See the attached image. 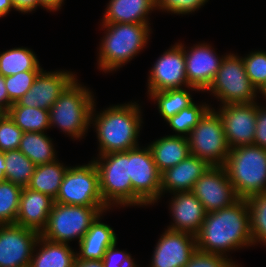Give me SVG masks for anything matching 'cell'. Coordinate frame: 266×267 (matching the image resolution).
<instances>
[{"label":"cell","instance_id":"ee69618b","mask_svg":"<svg viewBox=\"0 0 266 267\" xmlns=\"http://www.w3.org/2000/svg\"><path fill=\"white\" fill-rule=\"evenodd\" d=\"M42 8L52 12L61 9L64 0H38Z\"/></svg>","mask_w":266,"mask_h":267},{"label":"cell","instance_id":"44dd1931","mask_svg":"<svg viewBox=\"0 0 266 267\" xmlns=\"http://www.w3.org/2000/svg\"><path fill=\"white\" fill-rule=\"evenodd\" d=\"M209 168L197 156L190 155L176 166L161 173V197L163 193L191 191L196 181Z\"/></svg>","mask_w":266,"mask_h":267},{"label":"cell","instance_id":"9c48e42d","mask_svg":"<svg viewBox=\"0 0 266 267\" xmlns=\"http://www.w3.org/2000/svg\"><path fill=\"white\" fill-rule=\"evenodd\" d=\"M190 154L209 166H223L230 152L222 119L212 107L200 119L188 136Z\"/></svg>","mask_w":266,"mask_h":267},{"label":"cell","instance_id":"2e32d148","mask_svg":"<svg viewBox=\"0 0 266 267\" xmlns=\"http://www.w3.org/2000/svg\"><path fill=\"white\" fill-rule=\"evenodd\" d=\"M76 78L70 71H44L38 74L31 88L11 106L49 110L65 88Z\"/></svg>","mask_w":266,"mask_h":267},{"label":"cell","instance_id":"ba28073f","mask_svg":"<svg viewBox=\"0 0 266 267\" xmlns=\"http://www.w3.org/2000/svg\"><path fill=\"white\" fill-rule=\"evenodd\" d=\"M207 91L216 96L221 105L257 102L259 93L247 76L243 58L233 53L224 55Z\"/></svg>","mask_w":266,"mask_h":267},{"label":"cell","instance_id":"6da1fadb","mask_svg":"<svg viewBox=\"0 0 266 267\" xmlns=\"http://www.w3.org/2000/svg\"><path fill=\"white\" fill-rule=\"evenodd\" d=\"M195 238L197 250L226 259L227 252L252 246L247 199L240 198L229 207L207 213Z\"/></svg>","mask_w":266,"mask_h":267},{"label":"cell","instance_id":"74e56055","mask_svg":"<svg viewBox=\"0 0 266 267\" xmlns=\"http://www.w3.org/2000/svg\"><path fill=\"white\" fill-rule=\"evenodd\" d=\"M206 2L208 0H155V7L156 10L185 15L199 10Z\"/></svg>","mask_w":266,"mask_h":267},{"label":"cell","instance_id":"4dcf8cb0","mask_svg":"<svg viewBox=\"0 0 266 267\" xmlns=\"http://www.w3.org/2000/svg\"><path fill=\"white\" fill-rule=\"evenodd\" d=\"M6 181L25 188L34 174L36 165L19 149L4 152Z\"/></svg>","mask_w":266,"mask_h":267},{"label":"cell","instance_id":"681fc988","mask_svg":"<svg viewBox=\"0 0 266 267\" xmlns=\"http://www.w3.org/2000/svg\"><path fill=\"white\" fill-rule=\"evenodd\" d=\"M7 114V111L0 106V120Z\"/></svg>","mask_w":266,"mask_h":267},{"label":"cell","instance_id":"8992f818","mask_svg":"<svg viewBox=\"0 0 266 267\" xmlns=\"http://www.w3.org/2000/svg\"><path fill=\"white\" fill-rule=\"evenodd\" d=\"M108 210L107 206H79L54 202L47 226L40 235L53 242L69 244L72 239H77L79 243L96 218Z\"/></svg>","mask_w":266,"mask_h":267},{"label":"cell","instance_id":"8fae6325","mask_svg":"<svg viewBox=\"0 0 266 267\" xmlns=\"http://www.w3.org/2000/svg\"><path fill=\"white\" fill-rule=\"evenodd\" d=\"M129 176L132 184V206L154 205L161 198V173L149 147L129 150Z\"/></svg>","mask_w":266,"mask_h":267},{"label":"cell","instance_id":"7c38bea8","mask_svg":"<svg viewBox=\"0 0 266 267\" xmlns=\"http://www.w3.org/2000/svg\"><path fill=\"white\" fill-rule=\"evenodd\" d=\"M191 192L207 213L229 207L240 199L223 166H209Z\"/></svg>","mask_w":266,"mask_h":267},{"label":"cell","instance_id":"cb8c5ba5","mask_svg":"<svg viewBox=\"0 0 266 267\" xmlns=\"http://www.w3.org/2000/svg\"><path fill=\"white\" fill-rule=\"evenodd\" d=\"M160 173L190 156L188 137L167 135L148 145Z\"/></svg>","mask_w":266,"mask_h":267},{"label":"cell","instance_id":"d6986e66","mask_svg":"<svg viewBox=\"0 0 266 267\" xmlns=\"http://www.w3.org/2000/svg\"><path fill=\"white\" fill-rule=\"evenodd\" d=\"M170 213L173 223L167 229L196 235L206 218V210L191 191L172 193Z\"/></svg>","mask_w":266,"mask_h":267},{"label":"cell","instance_id":"d6a6232c","mask_svg":"<svg viewBox=\"0 0 266 267\" xmlns=\"http://www.w3.org/2000/svg\"><path fill=\"white\" fill-rule=\"evenodd\" d=\"M210 108L211 106L206 103L198 105L193 102L190 106L167 119L166 122L176 132L173 135L188 137L191 130L199 123L200 119Z\"/></svg>","mask_w":266,"mask_h":267},{"label":"cell","instance_id":"7a4b0ae2","mask_svg":"<svg viewBox=\"0 0 266 267\" xmlns=\"http://www.w3.org/2000/svg\"><path fill=\"white\" fill-rule=\"evenodd\" d=\"M92 108L91 124L98 139L99 155L125 152L139 146L138 137L143 119L141 107L136 102L112 105L95 114Z\"/></svg>","mask_w":266,"mask_h":267},{"label":"cell","instance_id":"836d02e7","mask_svg":"<svg viewBox=\"0 0 266 267\" xmlns=\"http://www.w3.org/2000/svg\"><path fill=\"white\" fill-rule=\"evenodd\" d=\"M22 187L0 181V225L15 224Z\"/></svg>","mask_w":266,"mask_h":267},{"label":"cell","instance_id":"5b68a950","mask_svg":"<svg viewBox=\"0 0 266 267\" xmlns=\"http://www.w3.org/2000/svg\"><path fill=\"white\" fill-rule=\"evenodd\" d=\"M223 167L239 198L266 192V149L255 145L231 149Z\"/></svg>","mask_w":266,"mask_h":267},{"label":"cell","instance_id":"3957f363","mask_svg":"<svg viewBox=\"0 0 266 267\" xmlns=\"http://www.w3.org/2000/svg\"><path fill=\"white\" fill-rule=\"evenodd\" d=\"M104 37L99 46L98 68L112 72L120 69L142 51L152 33L150 24L102 23Z\"/></svg>","mask_w":266,"mask_h":267},{"label":"cell","instance_id":"4fadbf2b","mask_svg":"<svg viewBox=\"0 0 266 267\" xmlns=\"http://www.w3.org/2000/svg\"><path fill=\"white\" fill-rule=\"evenodd\" d=\"M181 42L175 43L156 60L148 76V95L152 92L190 86L186 76L185 54Z\"/></svg>","mask_w":266,"mask_h":267},{"label":"cell","instance_id":"d590c367","mask_svg":"<svg viewBox=\"0 0 266 267\" xmlns=\"http://www.w3.org/2000/svg\"><path fill=\"white\" fill-rule=\"evenodd\" d=\"M41 71H24L5 77L6 90L9 96V109L31 88Z\"/></svg>","mask_w":266,"mask_h":267},{"label":"cell","instance_id":"bcb514c9","mask_svg":"<svg viewBox=\"0 0 266 267\" xmlns=\"http://www.w3.org/2000/svg\"><path fill=\"white\" fill-rule=\"evenodd\" d=\"M11 9L15 10L11 0H0V18L5 17Z\"/></svg>","mask_w":266,"mask_h":267},{"label":"cell","instance_id":"5bb4252c","mask_svg":"<svg viewBox=\"0 0 266 267\" xmlns=\"http://www.w3.org/2000/svg\"><path fill=\"white\" fill-rule=\"evenodd\" d=\"M39 236L16 224L0 225V267H29Z\"/></svg>","mask_w":266,"mask_h":267},{"label":"cell","instance_id":"1f68e13d","mask_svg":"<svg viewBox=\"0 0 266 267\" xmlns=\"http://www.w3.org/2000/svg\"><path fill=\"white\" fill-rule=\"evenodd\" d=\"M252 243L266 245V192L247 198Z\"/></svg>","mask_w":266,"mask_h":267},{"label":"cell","instance_id":"9a60e30c","mask_svg":"<svg viewBox=\"0 0 266 267\" xmlns=\"http://www.w3.org/2000/svg\"><path fill=\"white\" fill-rule=\"evenodd\" d=\"M258 103L221 105L219 113L230 149L253 145Z\"/></svg>","mask_w":266,"mask_h":267},{"label":"cell","instance_id":"d4e9b609","mask_svg":"<svg viewBox=\"0 0 266 267\" xmlns=\"http://www.w3.org/2000/svg\"><path fill=\"white\" fill-rule=\"evenodd\" d=\"M76 253L68 243L53 242L40 235L29 267H73Z\"/></svg>","mask_w":266,"mask_h":267},{"label":"cell","instance_id":"e575fe53","mask_svg":"<svg viewBox=\"0 0 266 267\" xmlns=\"http://www.w3.org/2000/svg\"><path fill=\"white\" fill-rule=\"evenodd\" d=\"M242 58L251 84L260 92L266 86V51H252Z\"/></svg>","mask_w":266,"mask_h":267},{"label":"cell","instance_id":"603a6c76","mask_svg":"<svg viewBox=\"0 0 266 267\" xmlns=\"http://www.w3.org/2000/svg\"><path fill=\"white\" fill-rule=\"evenodd\" d=\"M154 10L155 0H110L101 23L150 24L148 15Z\"/></svg>","mask_w":266,"mask_h":267},{"label":"cell","instance_id":"c3c4849f","mask_svg":"<svg viewBox=\"0 0 266 267\" xmlns=\"http://www.w3.org/2000/svg\"><path fill=\"white\" fill-rule=\"evenodd\" d=\"M220 267H239L231 258H228Z\"/></svg>","mask_w":266,"mask_h":267},{"label":"cell","instance_id":"83f0119b","mask_svg":"<svg viewBox=\"0 0 266 267\" xmlns=\"http://www.w3.org/2000/svg\"><path fill=\"white\" fill-rule=\"evenodd\" d=\"M36 54L26 47L12 48L0 53V75L4 77L24 71H42Z\"/></svg>","mask_w":266,"mask_h":267},{"label":"cell","instance_id":"7402d4cb","mask_svg":"<svg viewBox=\"0 0 266 267\" xmlns=\"http://www.w3.org/2000/svg\"><path fill=\"white\" fill-rule=\"evenodd\" d=\"M91 224L79 242V252L76 253L79 260H102L107 249L117 243V237L112 227L102 223L101 216Z\"/></svg>","mask_w":266,"mask_h":267},{"label":"cell","instance_id":"7bdbcfd3","mask_svg":"<svg viewBox=\"0 0 266 267\" xmlns=\"http://www.w3.org/2000/svg\"><path fill=\"white\" fill-rule=\"evenodd\" d=\"M0 106L6 111L9 110V96L6 90L5 77L0 75Z\"/></svg>","mask_w":266,"mask_h":267},{"label":"cell","instance_id":"ffe728a7","mask_svg":"<svg viewBox=\"0 0 266 267\" xmlns=\"http://www.w3.org/2000/svg\"><path fill=\"white\" fill-rule=\"evenodd\" d=\"M53 204L54 199L49 195L23 188L15 224L41 234L47 226Z\"/></svg>","mask_w":266,"mask_h":267},{"label":"cell","instance_id":"f35d334b","mask_svg":"<svg viewBox=\"0 0 266 267\" xmlns=\"http://www.w3.org/2000/svg\"><path fill=\"white\" fill-rule=\"evenodd\" d=\"M116 244L105 252L102 259L104 267H139L129 253L116 249Z\"/></svg>","mask_w":266,"mask_h":267},{"label":"cell","instance_id":"7dc6e473","mask_svg":"<svg viewBox=\"0 0 266 267\" xmlns=\"http://www.w3.org/2000/svg\"><path fill=\"white\" fill-rule=\"evenodd\" d=\"M5 172H6V165H5L4 152L0 151V181L6 180Z\"/></svg>","mask_w":266,"mask_h":267},{"label":"cell","instance_id":"4316f807","mask_svg":"<svg viewBox=\"0 0 266 267\" xmlns=\"http://www.w3.org/2000/svg\"><path fill=\"white\" fill-rule=\"evenodd\" d=\"M18 149L36 166L57 160L52 139L46 133L23 132Z\"/></svg>","mask_w":266,"mask_h":267},{"label":"cell","instance_id":"e0dca14e","mask_svg":"<svg viewBox=\"0 0 266 267\" xmlns=\"http://www.w3.org/2000/svg\"><path fill=\"white\" fill-rule=\"evenodd\" d=\"M196 250L195 235L166 229L154 248L150 267H184Z\"/></svg>","mask_w":266,"mask_h":267},{"label":"cell","instance_id":"f1b7e54d","mask_svg":"<svg viewBox=\"0 0 266 267\" xmlns=\"http://www.w3.org/2000/svg\"><path fill=\"white\" fill-rule=\"evenodd\" d=\"M189 89L192 91H199L195 87L187 86L184 88L152 92L149 98H151V100L153 99L154 103L156 101L158 111L164 121H166L193 103L194 100L188 91Z\"/></svg>","mask_w":266,"mask_h":267},{"label":"cell","instance_id":"52a82bcc","mask_svg":"<svg viewBox=\"0 0 266 267\" xmlns=\"http://www.w3.org/2000/svg\"><path fill=\"white\" fill-rule=\"evenodd\" d=\"M99 175L100 193L104 204L132 206V184L129 176V150L98 155L94 159Z\"/></svg>","mask_w":266,"mask_h":267},{"label":"cell","instance_id":"f907efd6","mask_svg":"<svg viewBox=\"0 0 266 267\" xmlns=\"http://www.w3.org/2000/svg\"><path fill=\"white\" fill-rule=\"evenodd\" d=\"M259 93L262 94V96H264L266 99V86Z\"/></svg>","mask_w":266,"mask_h":267},{"label":"cell","instance_id":"f546056e","mask_svg":"<svg viewBox=\"0 0 266 267\" xmlns=\"http://www.w3.org/2000/svg\"><path fill=\"white\" fill-rule=\"evenodd\" d=\"M7 114L23 132H42L50 127L49 110L35 107L10 106Z\"/></svg>","mask_w":266,"mask_h":267},{"label":"cell","instance_id":"30bf717a","mask_svg":"<svg viewBox=\"0 0 266 267\" xmlns=\"http://www.w3.org/2000/svg\"><path fill=\"white\" fill-rule=\"evenodd\" d=\"M54 202L79 206H106L99 186L94 160L68 167Z\"/></svg>","mask_w":266,"mask_h":267},{"label":"cell","instance_id":"60d3db41","mask_svg":"<svg viewBox=\"0 0 266 267\" xmlns=\"http://www.w3.org/2000/svg\"><path fill=\"white\" fill-rule=\"evenodd\" d=\"M257 106L256 129L253 145L266 149V107Z\"/></svg>","mask_w":266,"mask_h":267},{"label":"cell","instance_id":"f6af8a7d","mask_svg":"<svg viewBox=\"0 0 266 267\" xmlns=\"http://www.w3.org/2000/svg\"><path fill=\"white\" fill-rule=\"evenodd\" d=\"M73 267H104L102 260H79L76 258Z\"/></svg>","mask_w":266,"mask_h":267},{"label":"cell","instance_id":"ac0fdd59","mask_svg":"<svg viewBox=\"0 0 266 267\" xmlns=\"http://www.w3.org/2000/svg\"><path fill=\"white\" fill-rule=\"evenodd\" d=\"M188 84L205 92L214 80L224 56L219 57L209 43H198L189 50L183 46Z\"/></svg>","mask_w":266,"mask_h":267},{"label":"cell","instance_id":"8d00e7d4","mask_svg":"<svg viewBox=\"0 0 266 267\" xmlns=\"http://www.w3.org/2000/svg\"><path fill=\"white\" fill-rule=\"evenodd\" d=\"M23 131L6 114L0 120V151L16 150L19 148Z\"/></svg>","mask_w":266,"mask_h":267},{"label":"cell","instance_id":"b9f144b4","mask_svg":"<svg viewBox=\"0 0 266 267\" xmlns=\"http://www.w3.org/2000/svg\"><path fill=\"white\" fill-rule=\"evenodd\" d=\"M15 10L21 13H30L35 11V9L39 6L42 7L38 0H11Z\"/></svg>","mask_w":266,"mask_h":267},{"label":"cell","instance_id":"ab89813d","mask_svg":"<svg viewBox=\"0 0 266 267\" xmlns=\"http://www.w3.org/2000/svg\"><path fill=\"white\" fill-rule=\"evenodd\" d=\"M226 260L221 255L196 250L184 267H220Z\"/></svg>","mask_w":266,"mask_h":267},{"label":"cell","instance_id":"277c9868","mask_svg":"<svg viewBox=\"0 0 266 267\" xmlns=\"http://www.w3.org/2000/svg\"><path fill=\"white\" fill-rule=\"evenodd\" d=\"M78 83L77 77L49 109L50 127H57L73 139H81L91 126L94 94Z\"/></svg>","mask_w":266,"mask_h":267},{"label":"cell","instance_id":"484cf974","mask_svg":"<svg viewBox=\"0 0 266 267\" xmlns=\"http://www.w3.org/2000/svg\"><path fill=\"white\" fill-rule=\"evenodd\" d=\"M67 168L58 159L52 163L37 165L26 187L55 199Z\"/></svg>","mask_w":266,"mask_h":267}]
</instances>
